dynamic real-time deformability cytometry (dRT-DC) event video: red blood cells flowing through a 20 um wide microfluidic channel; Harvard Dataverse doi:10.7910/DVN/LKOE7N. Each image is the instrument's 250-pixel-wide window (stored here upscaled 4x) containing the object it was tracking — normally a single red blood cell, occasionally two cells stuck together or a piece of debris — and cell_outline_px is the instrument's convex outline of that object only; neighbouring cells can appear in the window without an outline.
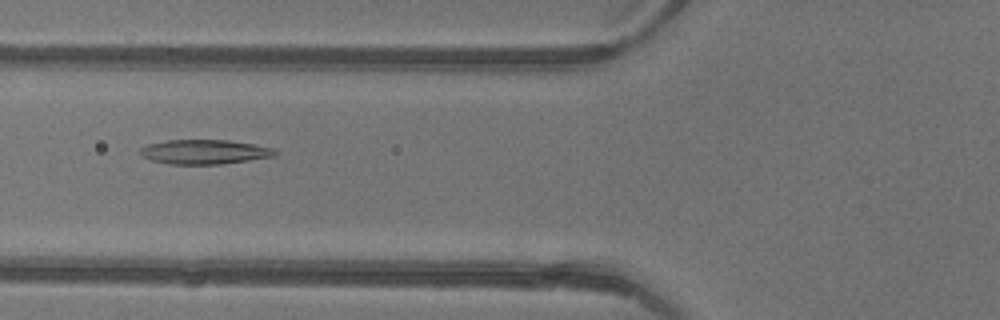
{"species": "common noctule bat (a hibernating species)", "species_latin": "Nyctalus noctula", "temperature_condition": "warm", "stored_images_in_passage": 5, "camera_frame_rate_fps": 3000, "um_per_image_px": 0.085, "animal": {"sex": "female"}, "frame": {"image": 1, "passage_image": 5, "time_ms": 1.333, "image_size_px": [1000, 320], "cell_outline_px": [[280, 152], [276, 156], [220, 164], [168, 164], [152, 160], [140, 156], [140, 148], [148, 144], [168, 140], [228, 140], [252, 144], [272, 148]], "centroid_in_image_um": [17.37, 12.91], "position_along_channel_um": 108.4, "area_um2": 19.19}}